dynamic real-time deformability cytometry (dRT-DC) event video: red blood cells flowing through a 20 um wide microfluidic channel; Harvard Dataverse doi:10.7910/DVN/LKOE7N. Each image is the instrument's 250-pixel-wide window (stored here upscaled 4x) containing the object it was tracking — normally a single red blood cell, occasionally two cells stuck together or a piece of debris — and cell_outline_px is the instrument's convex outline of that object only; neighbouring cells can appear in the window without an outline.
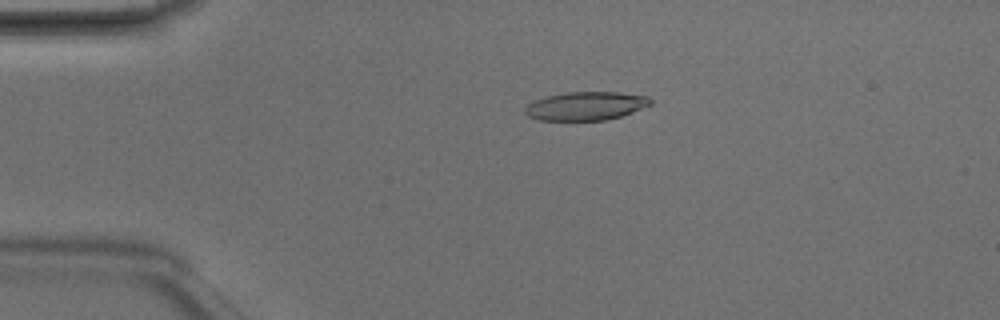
{"species": "Egyptian fruit bat (a non-hibernating species)", "species_latin": "Rousettus aegyptiacus", "temperature_condition": "room temperature", "stored_images_in_passage": 4, "camera_frame_rate_fps": 3000, "um_per_image_px": 0.085, "animal": {"sex": "male"}, "frame": {"image": 1, "passage_image": 3, "time_ms": 0.667, "image_size_px": [1000, 320], "cell_outline_px": [[652, 104], [632, 112], [608, 120], [540, 120], [528, 116], [524, 112], [524, 108], [528, 104], [536, 100], [548, 96], [568, 92], [620, 92], [648, 96], [652, 100]], "centroid_in_image_um": [49.82, 9.01], "position_along_channel_um": 35.2, "area_um2": 20.75}}